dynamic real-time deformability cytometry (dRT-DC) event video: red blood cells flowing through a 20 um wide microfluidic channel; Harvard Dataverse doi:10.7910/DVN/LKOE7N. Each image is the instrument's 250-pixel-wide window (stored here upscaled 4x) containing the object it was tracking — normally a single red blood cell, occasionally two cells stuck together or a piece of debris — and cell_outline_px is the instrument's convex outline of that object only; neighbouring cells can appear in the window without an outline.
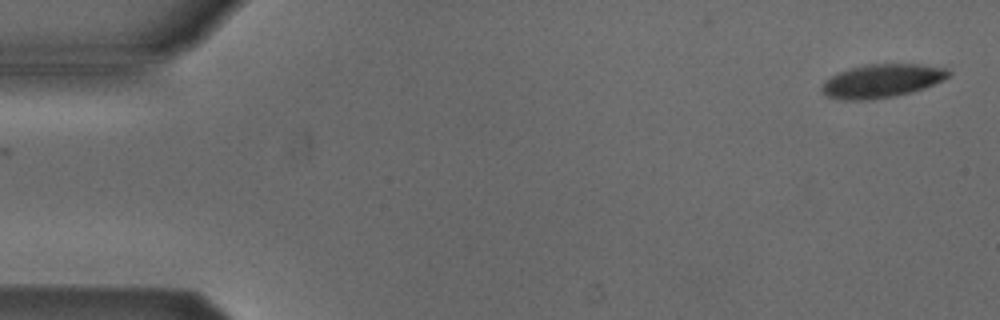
{"species": "Egyptian fruit bat (a non-hibernating species)", "species_latin": "Rousettus aegyptiacus", "temperature_condition": "cold", "stored_images_in_passage": 52, "camera_frame_rate_fps": 3000, "um_per_image_px": 0.085, "animal": {"sex": "male"}, "frame": {"image": 1, "passage_image": 1, "time_ms": 0.0, "image_size_px": [1000, 320], "cell_outline_px": [[952, 72], [944, 80], [924, 88], [912, 92], [896, 96], [872, 100], [844, 100], [824, 96], [820, 88], [824, 80], [840, 72], [864, 64], [920, 64], [948, 68]], "centroid_in_image_um": [74.96, 6.88], "position_along_channel_um": 10.0, "area_um2": 24.97}}
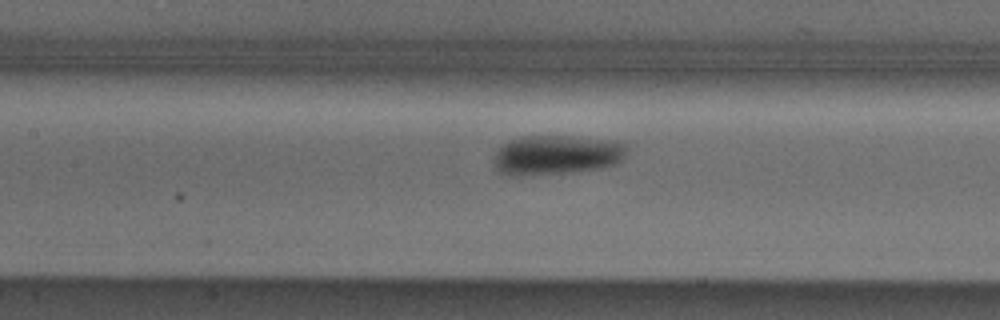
{"frame": {"image": 2, "passage_image": 23, "time_ms": 7.333, "image_size_px": [1000, 320], "cell_outline_px": [[628, 148], [624, 156], [616, 164], [596, 168], [564, 172], [516, 176], [500, 172], [496, 168], [496, 152], [508, 140], [524, 136], [572, 136], [612, 140], [624, 144]], "centroid_in_image_um": [47.31, 13.14], "position_along_channel_um": 160.1, "area_um2": 30.11}}
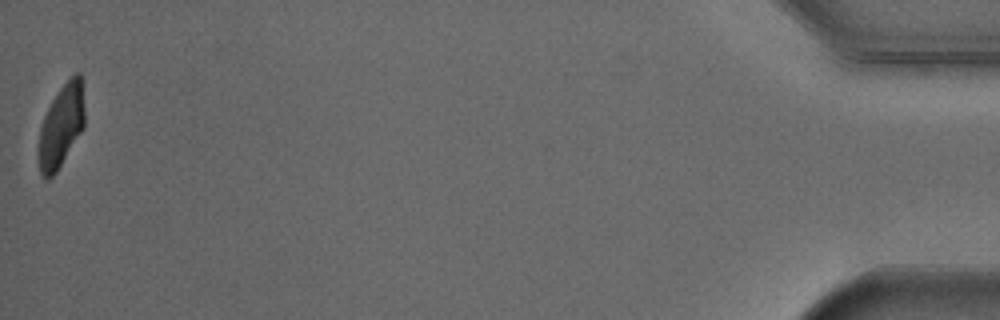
{"frame": {"image": 3, "passage_image": 52, "time_ms": 17.0, "image_size_px": [1000, 320], "cell_outline_px": [[84, 128], [56, 172], [48, 180], [40, 172], [40, 128], [44, 116], [52, 100], [60, 88], [76, 72], [80, 72], [84, 108]], "centroid_in_image_um": [5.23, 10.68], "position_along_channel_um": 430.0, "area_um2": 21.56}, "authors_computed_cell_mechanics": {"area_um2": 26.8192, "velocity_mm_per_s": 3.8418, "shape_relaxation_time_tau1_ms": 3.1442, "shape_relaxation_time_tau2_ms": 5.9525, "deformation_change_tau1": 0.1267, "deformation_change_tau2": 0.1045}}